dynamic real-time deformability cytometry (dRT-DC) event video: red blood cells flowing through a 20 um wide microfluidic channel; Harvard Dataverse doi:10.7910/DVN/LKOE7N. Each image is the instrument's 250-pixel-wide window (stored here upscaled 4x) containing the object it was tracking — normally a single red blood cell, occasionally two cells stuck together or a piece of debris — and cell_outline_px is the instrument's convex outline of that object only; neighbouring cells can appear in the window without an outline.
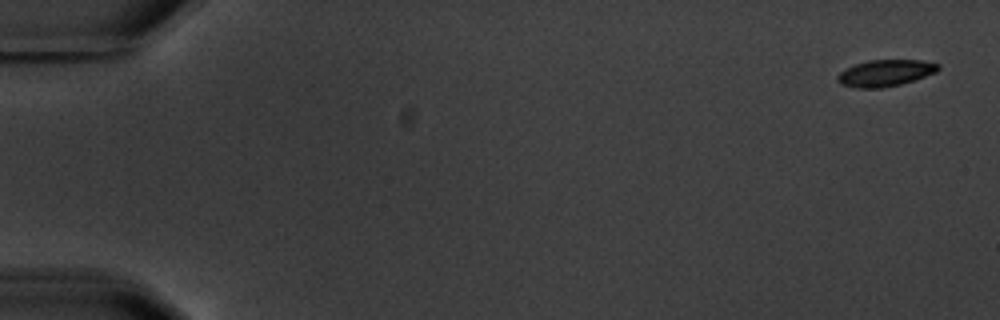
{"species": "common noctule bat (a hibernating species)", "species_latin": "Nyctalus noctula", "temperature_condition": "warm", "stored_images_in_passage": 5, "camera_frame_rate_fps": 3000, "um_per_image_px": 0.085, "animal": {"sex": "male", "body_mass_g": 20.1, "forearm_length_mm": 53.5}, "frame": {"image": 1, "passage_image": 1, "time_ms": 0.0, "image_size_px": [1000, 320], "cell_outline_px": [[940, 68], [936, 72], [900, 84], [880, 88], [856, 88], [840, 84], [836, 80], [836, 76], [840, 72], [856, 64], [868, 60], [924, 60], [940, 64]], "centroid_in_image_um": [75.24, 6.2], "position_along_channel_um": 9.8, "area_um2": 15.49}}